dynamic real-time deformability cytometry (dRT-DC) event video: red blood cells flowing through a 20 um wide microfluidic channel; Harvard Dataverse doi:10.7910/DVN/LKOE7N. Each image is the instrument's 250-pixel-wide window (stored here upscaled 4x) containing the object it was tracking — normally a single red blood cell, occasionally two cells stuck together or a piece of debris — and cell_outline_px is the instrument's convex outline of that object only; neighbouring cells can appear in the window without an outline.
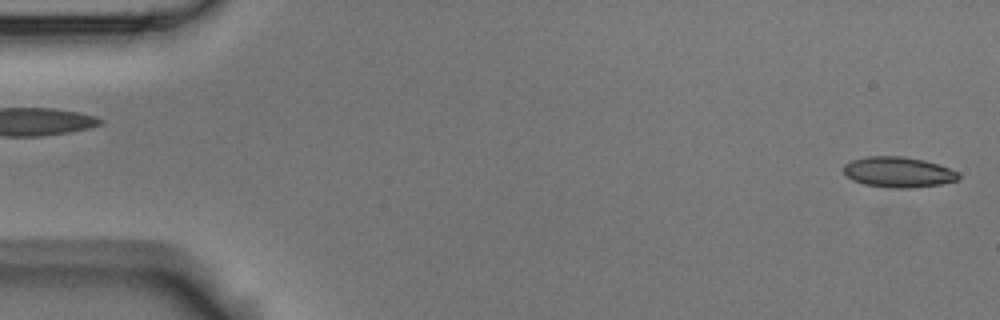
{"species": "Egyptian fruit bat (a non-hibernating species)", "species_latin": "Rousettus aegyptiacus", "temperature_condition": "room temperature", "stored_images_in_passage": 4, "segment_of_instrument_passage": [2, 2], "camera_frame_rate_fps": 3000, "um_per_image_px": 0.085, "animal": {"sex": "male"}, "frame": {"image": 1, "passage_image": 4, "time_ms": 1.0, "image_size_px": [1000, 320], "cell_outline_px": [[960, 180], [940, 184], [912, 188], [888, 188], [864, 184], [852, 180], [844, 172], [844, 164], [852, 160], [868, 156], [900, 156], [924, 160], [960, 172]], "centroid_in_image_um": [76.37, 14.64], "position_along_channel_um": 8.6, "area_um2": 20.46}}